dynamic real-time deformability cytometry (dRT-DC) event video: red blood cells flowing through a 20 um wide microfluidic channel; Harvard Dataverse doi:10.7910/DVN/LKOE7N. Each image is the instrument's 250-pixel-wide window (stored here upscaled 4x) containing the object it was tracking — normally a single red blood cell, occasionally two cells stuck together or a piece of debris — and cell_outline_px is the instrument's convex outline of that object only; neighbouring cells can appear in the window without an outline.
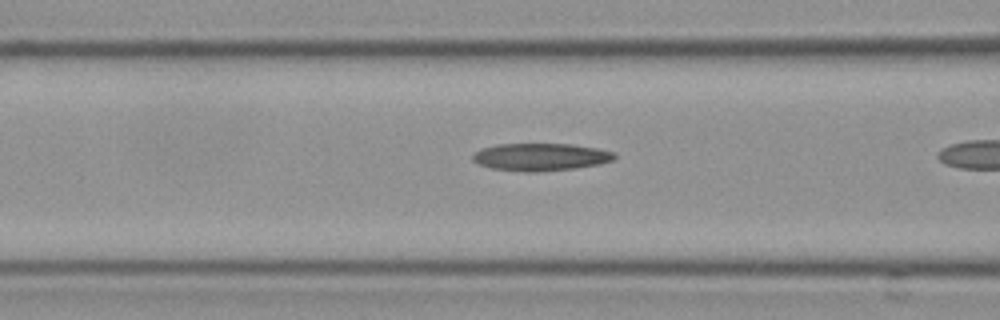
{"species": "Egyptian fruit bat (a non-hibernating species)", "species_latin": "Rousettus aegyptiacus", "temperature_condition": "cold", "stored_images_in_passage": 18, "camera_frame_rate_fps": 3000, "um_per_image_px": 0.085, "frame": {"image": 1, "passage_image": 6, "time_ms": 1.667, "image_size_px": [1000, 320], "cell_outline_px": [[616, 156], [612, 160], [600, 164], [572, 168], [536, 172], [528, 172], [492, 168], [480, 164], [472, 160], [472, 152], [480, 148], [496, 144], [572, 144], [600, 148], [616, 152]], "centroid_in_image_um": [45.94, 13.32], "position_along_channel_um": 120.7, "area_um2": 22.83}}
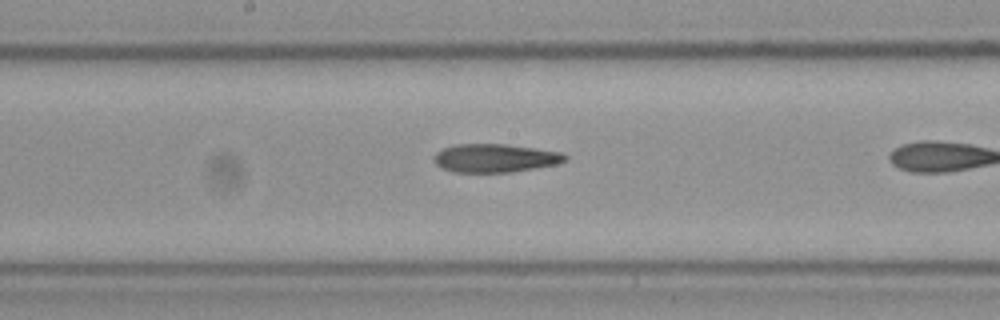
{"frame": {"image": 2, "passage_image": 13, "time_ms": 4.0, "image_size_px": [1000, 320], "cell_outline_px": [[568, 156], [564, 160], [556, 164], [508, 172], [452, 172], [436, 164], [432, 160], [432, 156], [436, 152], [444, 148], [456, 144], [508, 144], [560, 152]], "centroid_in_image_um": [42.01, 13.43], "position_along_channel_um": 206.2, "area_um2": 21.5}}
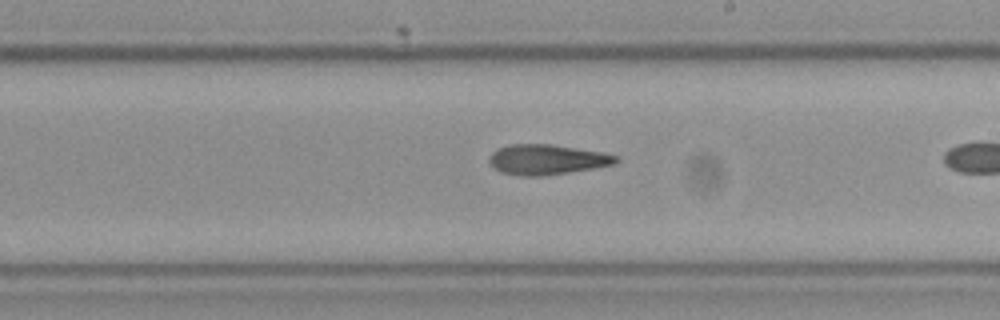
{"frame": {"image": 3, "passage_image": 16, "time_ms": 5.0, "image_size_px": [1000, 320], "cell_outline_px": [[620, 160], [616, 164], [544, 176], [524, 176], [500, 172], [488, 160], [488, 156], [496, 148], [508, 144], [552, 144], [604, 152], [620, 156]], "centroid_in_image_um": [46.51, 13.54], "position_along_channel_um": 242.5, "area_um2": 22.48}}